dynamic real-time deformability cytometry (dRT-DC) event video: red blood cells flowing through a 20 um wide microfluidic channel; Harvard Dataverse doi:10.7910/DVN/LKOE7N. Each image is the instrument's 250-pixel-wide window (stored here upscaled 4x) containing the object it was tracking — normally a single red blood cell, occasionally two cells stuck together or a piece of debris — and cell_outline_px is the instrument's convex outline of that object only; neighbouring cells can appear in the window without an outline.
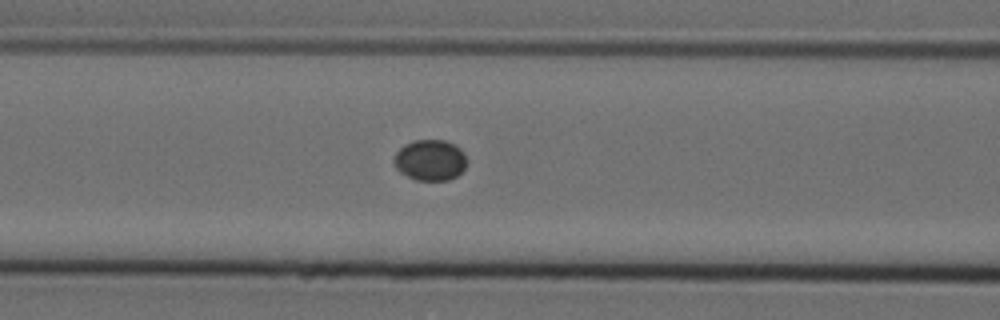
{"species": "Egyptian fruit bat (a non-hibernating species)", "species_latin": "Rousettus aegyptiacus", "temperature_condition": "cold", "stored_images_in_passage": 6, "camera_frame_rate_fps": 3000, "um_per_image_px": 0.085, "animal": {"sex": "female"}, "frame": {"image": 1, "passage_image": 6, "time_ms": 1.667, "image_size_px": [1000, 320], "cell_outline_px": [[468, 160], [464, 168], [456, 176], [448, 180], [416, 180], [400, 172], [396, 168], [392, 160], [396, 152], [404, 144], [412, 140], [444, 140], [456, 144], [464, 152]], "centroid_in_image_um": [36.56, 13.59], "position_along_channel_um": 130.0, "area_um2": 17.57}}